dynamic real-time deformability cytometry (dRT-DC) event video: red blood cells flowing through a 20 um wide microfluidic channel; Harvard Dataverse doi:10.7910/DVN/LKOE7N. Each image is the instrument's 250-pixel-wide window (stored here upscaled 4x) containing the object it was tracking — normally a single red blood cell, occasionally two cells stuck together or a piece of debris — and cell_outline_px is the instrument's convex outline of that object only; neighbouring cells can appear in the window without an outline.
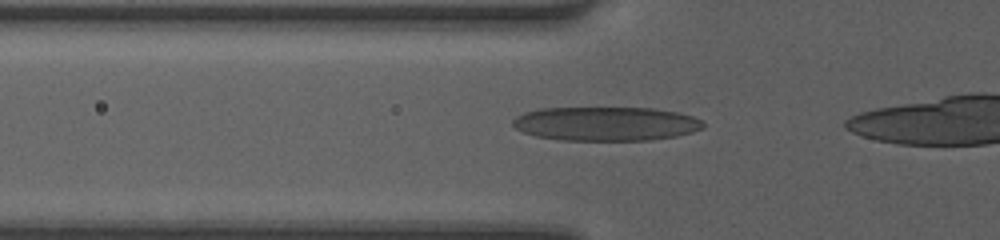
{"species": "human", "species_latin": "Homo sapiens", "temperature_condition": "room temperature", "stored_images_in_passage": 23, "camera_frame_rate_fps": 3000, "um_per_image_px": 0.085, "donor": {"sex": "female"}, "frame": {"image": 1, "passage_image": 12, "time_ms": 3.667, "image_size_px": [1000, 240], "cell_outline_px": [[704, 128], [692, 132], [676, 136], [648, 140], [560, 140], [536, 136], [524, 132], [516, 128], [512, 124], [512, 120], [516, 116], [524, 112], [540, 108], [652, 108], [676, 112], [692, 116], [700, 120], [704, 124]], "centroid_in_image_um": [51.48, 10.51], "position_along_channel_um": 74.3, "area_um2": 37.69}}
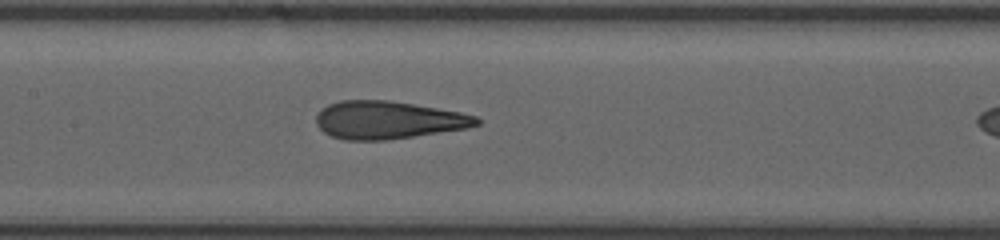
{"frame": {"image": 2, "passage_image": 19, "time_ms": 6.0, "image_size_px": [1000, 240], "cell_outline_px": [[480, 124], [468, 128], [384, 140], [344, 140], [332, 136], [324, 132], [316, 124], [316, 116], [328, 104], [340, 100], [388, 100], [460, 112], [476, 116], [480, 120]], "centroid_in_image_um": [32.98, 10.2], "position_along_channel_um": 174.4, "area_um2": 35.03}}
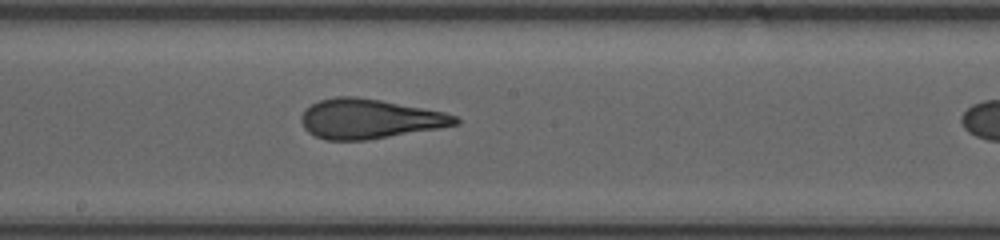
{"frame": {"image": 3, "passage_image": 22, "time_ms": 7.0, "image_size_px": [1000, 240], "cell_outline_px": [[460, 124], [440, 128], [364, 140], [324, 140], [308, 132], [304, 128], [300, 120], [300, 116], [312, 104], [320, 100], [336, 96], [356, 96], [380, 100], [444, 112], [456, 116], [460, 120]], "centroid_in_image_um": [31.4, 10.1], "position_along_channel_um": 216.8, "area_um2": 35.37}}